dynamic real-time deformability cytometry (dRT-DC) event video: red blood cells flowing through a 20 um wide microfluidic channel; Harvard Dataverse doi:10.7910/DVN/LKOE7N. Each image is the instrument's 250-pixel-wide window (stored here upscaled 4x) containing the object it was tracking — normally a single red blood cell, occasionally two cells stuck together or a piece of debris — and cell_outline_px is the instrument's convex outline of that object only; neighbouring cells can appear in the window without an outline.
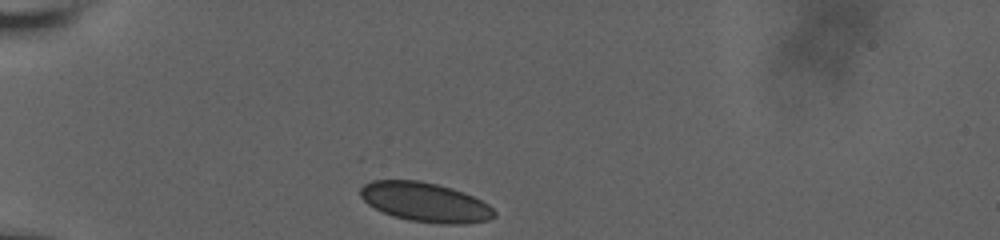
{"species": "human", "species_latin": "Homo sapiens", "temperature_condition": "room temperature", "stored_images_in_passage": 34, "camera_frame_rate_fps": 3000, "um_per_image_px": 0.085, "donor": {"sex": "male"}, "frame": {"image": 1, "passage_image": 1, "time_ms": 0.0, "image_size_px": [1000, 240], "cell_outline_px": [[496, 216], [488, 220], [464, 224], [440, 224], [408, 220], [392, 216], [368, 204], [360, 196], [360, 188], [364, 184], [372, 180], [420, 180], [452, 188], [464, 192], [488, 204], [496, 212]], "centroid_in_image_um": [36.15, 17.18], "position_along_channel_um": 48.9, "area_um2": 30.75}}
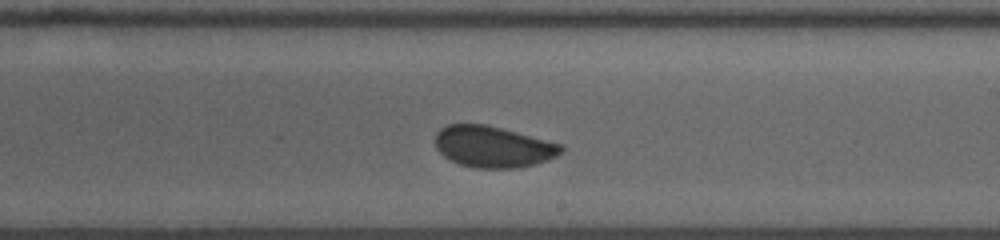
{"frame": {"image": 2, "passage_image": 20, "time_ms": 6.333, "image_size_px": [1000, 240], "cell_outline_px": [[564, 148], [556, 156], [548, 160], [536, 164], [520, 168], [476, 168], [460, 164], [444, 156], [436, 148], [432, 140], [436, 132], [440, 128], [448, 124], [488, 124], [560, 144]], "centroid_in_image_um": [41.86, 12.47], "position_along_channel_um": 247.1, "area_um2": 30.46}}
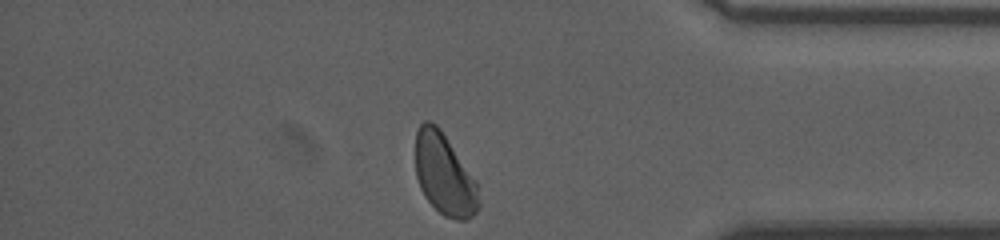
{"frame": {"image": 3, "passage_image": 34, "time_ms": 11.0, "image_size_px": [1000, 240], "cell_outline_px": [[480, 204], [476, 212], [472, 216], [464, 220], [456, 220], [444, 216], [424, 196], [420, 188], [416, 176], [416, 132], [420, 124], [424, 120], [428, 120], [436, 124], [440, 128], [476, 180], [480, 200]], "centroid_in_image_um": [37.77, 14.83], "position_along_channel_um": 397.4, "area_um2": 30.06}, "authors_computed_cell_mechanics": {"area_um2": 30.6051, "velocity_mm_per_s": 3.6387, "shape_relaxation_time_tau1_ms": 6.5028, "shape_relaxation_time_tau2_ms": null, "deformation_change_tau1": 0.0903, "deformation_change_tau2": null}}